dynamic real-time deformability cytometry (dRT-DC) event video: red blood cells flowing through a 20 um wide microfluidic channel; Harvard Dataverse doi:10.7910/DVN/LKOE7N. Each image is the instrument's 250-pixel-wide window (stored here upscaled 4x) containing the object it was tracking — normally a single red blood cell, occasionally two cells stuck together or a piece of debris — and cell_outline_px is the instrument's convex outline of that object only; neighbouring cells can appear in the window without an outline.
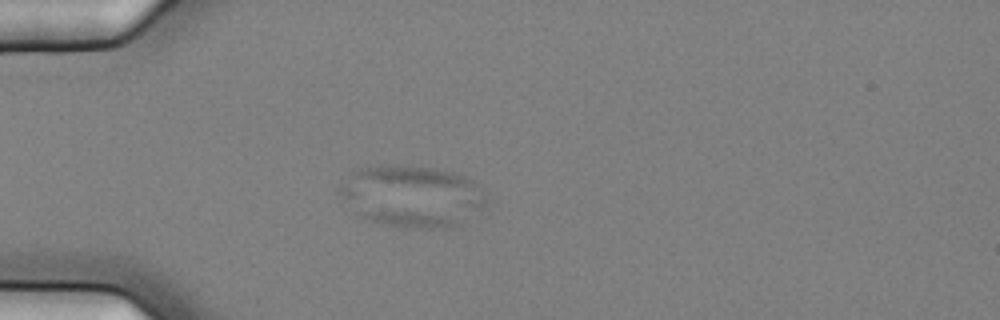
{"species": "common noctule bat (a hibernating species)", "species_latin": "Nyctalus noctula", "temperature_condition": "cold", "stored_images_in_passage": 58, "camera_frame_rate_fps": 3000, "um_per_image_px": 0.085, "animal": {"sex": "female", "body_mass_g": 25.1}, "frame": {"image": 1, "passage_image": 18, "time_ms": 5.667, "image_size_px": [1000, 320], "cell_outline_px": [[484, 204], [480, 208], [460, 224], [444, 228], [416, 228], [380, 224], [360, 216], [356, 212], [336, 188], [352, 172], [360, 168], [380, 164], [392, 164], [432, 168], [452, 172], [472, 180], [484, 200]], "centroid_in_image_um": [34.94, 16.66], "position_along_channel_um": 50.1, "area_um2": 51.79}}
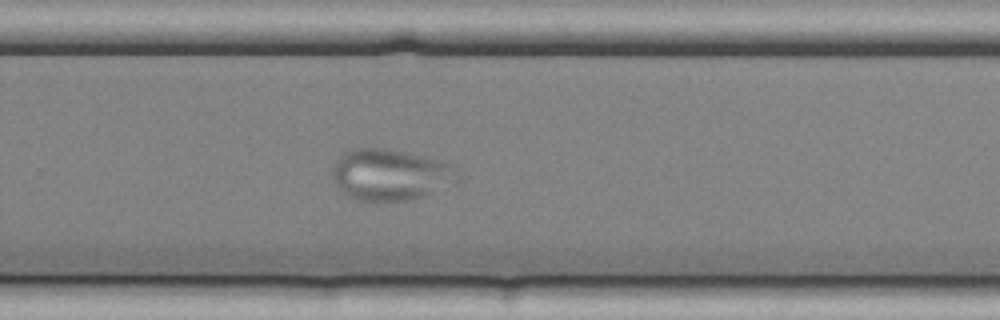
{"frame": {"image": 2, "passage_image": 40, "time_ms": 13.0, "image_size_px": [1000, 320], "cell_outline_px": [[456, 184], [408, 200], [360, 200], [348, 196], [336, 184], [332, 176], [332, 168], [336, 160], [344, 152], [356, 148], [384, 148], [424, 156], [440, 160], [456, 168]], "centroid_in_image_um": [33.16, 14.83], "position_along_channel_um": 296.6, "area_um2": 36.93}}
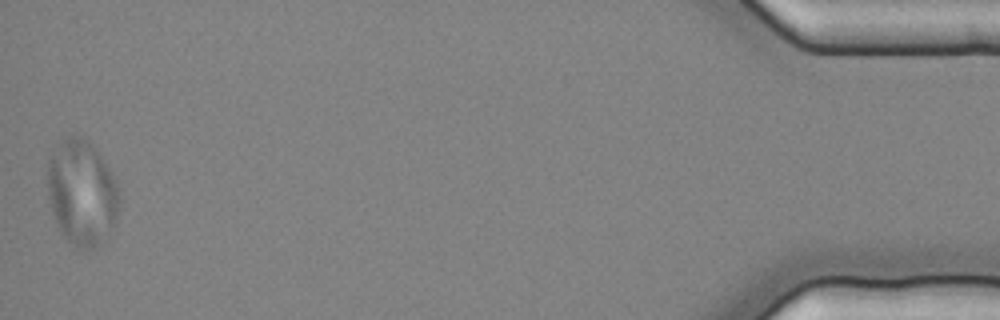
{"frame": {"image": 3, "passage_image": 58, "time_ms": 19.0, "image_size_px": [1000, 320], "cell_outline_px": [[120, 204], [116, 220], [108, 240], [92, 252], [84, 252], [76, 248], [60, 232], [56, 224], [52, 212], [48, 196], [44, 172], [48, 160], [60, 144], [64, 140], [72, 136], [84, 136], [96, 148], [116, 180], [120, 192]], "centroid_in_image_um": [6.97, 16.46], "position_along_channel_um": 428.2, "area_um2": 45.49}}